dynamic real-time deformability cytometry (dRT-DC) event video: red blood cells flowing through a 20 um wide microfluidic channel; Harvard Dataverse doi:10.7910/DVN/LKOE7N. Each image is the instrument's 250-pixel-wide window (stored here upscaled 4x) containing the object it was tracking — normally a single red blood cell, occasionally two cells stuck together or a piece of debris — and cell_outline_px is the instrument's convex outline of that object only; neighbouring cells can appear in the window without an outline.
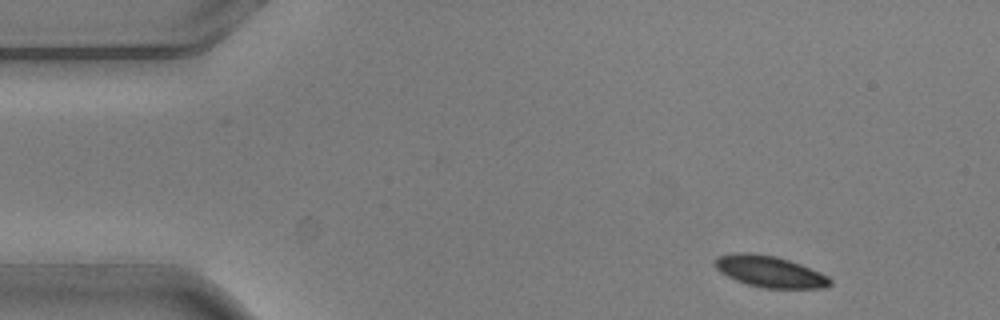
{"species": "common noctule bat (a hibernating species)", "species_latin": "Nyctalus noctula", "temperature_condition": "warm", "stored_images_in_passage": 3, "camera_frame_rate_fps": 3000, "um_per_image_px": 0.085, "animal": {"sex": "male", "body_mass_g": 20.5, "forearm_length_mm": 52.5}, "frame": {"image": 1, "passage_image": 1, "time_ms": 0.0, "image_size_px": [1000, 320], "cell_outline_px": [[832, 284], [824, 288], [764, 288], [748, 284], [736, 280], [720, 272], [716, 268], [716, 256], [732, 252], [748, 252], [776, 256], [800, 264], [820, 272], [828, 276], [832, 280]], "centroid_in_image_um": [65.43, 23.07], "position_along_channel_um": 19.6, "area_um2": 21.04}}
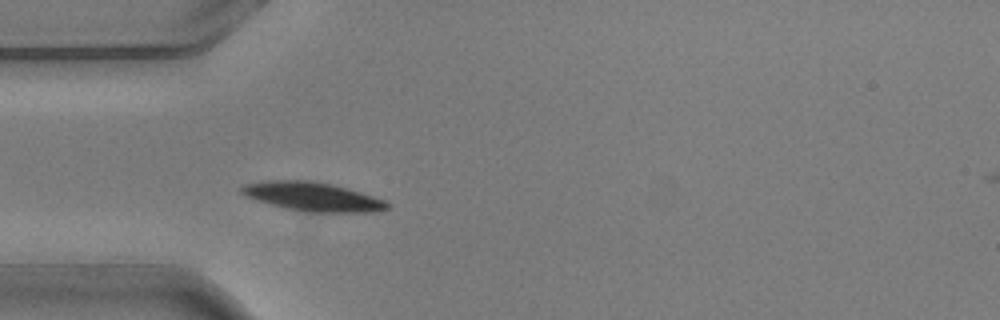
{"frame": {"image": 2, "passage_image": 3, "time_ms": 0.667, "image_size_px": [1000, 320], "cell_outline_px": [[388, 208], [376, 212], [304, 212], [284, 208], [248, 196], [240, 192], [240, 188], [244, 184], [268, 180], [312, 180], [332, 184], [360, 192], [384, 200], [388, 204]], "centroid_in_image_um": [26.58, 16.71], "position_along_channel_um": 58.4, "area_um2": 24.28}}